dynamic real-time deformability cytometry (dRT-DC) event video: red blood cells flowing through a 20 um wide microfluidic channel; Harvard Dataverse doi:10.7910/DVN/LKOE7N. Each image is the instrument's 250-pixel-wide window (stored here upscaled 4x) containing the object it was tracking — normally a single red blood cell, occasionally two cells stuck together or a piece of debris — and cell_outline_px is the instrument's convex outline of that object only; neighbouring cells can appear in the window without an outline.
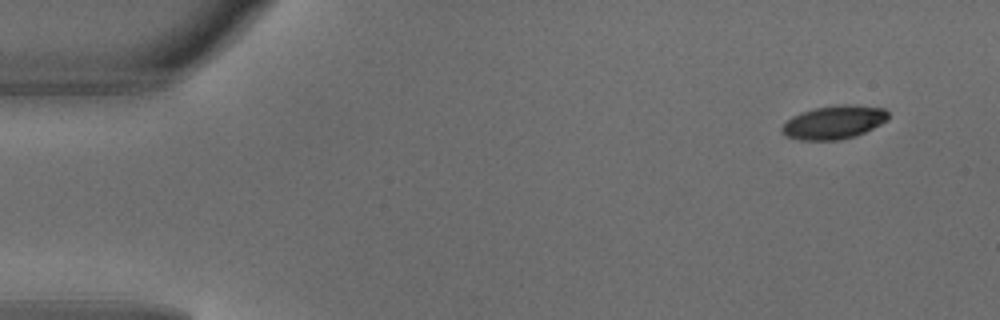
{"species": "common noctule bat (a hibernating species)", "species_latin": "Nyctalus noctula", "temperature_condition": "warm", "stored_images_in_passage": 3, "camera_frame_rate_fps": 3000, "um_per_image_px": 0.085, "animal": {"sex": "male", "body_mass_g": 18.8}, "frame": {"image": 1, "passage_image": 1, "time_ms": 0.0, "image_size_px": [1000, 320], "cell_outline_px": [[888, 120], [856, 136], [836, 140], [800, 140], [784, 136], [780, 132], [780, 128], [792, 116], [800, 112], [816, 108], [836, 104], [856, 104], [884, 108], [888, 112]], "centroid_in_image_um": [70.87, 10.38], "position_along_channel_um": 14.1, "area_um2": 20.92}}
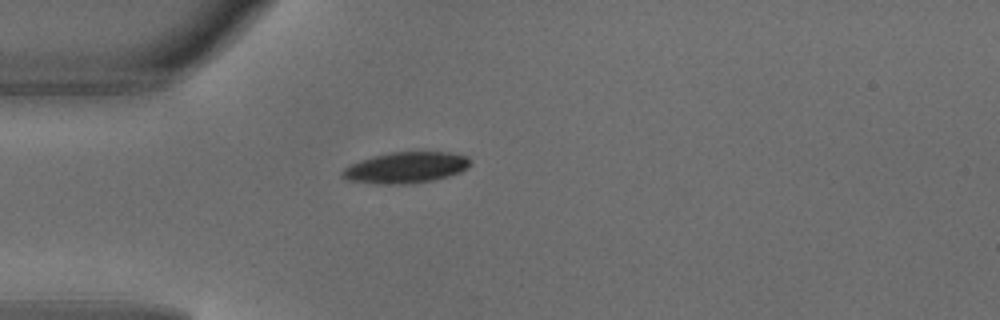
{"frame": {"image": 2, "passage_image": 3, "time_ms": 0.667, "image_size_px": [1000, 320], "cell_outline_px": [[468, 164], [460, 172], [448, 176], [432, 180], [408, 184], [376, 184], [344, 180], [340, 176], [340, 172], [348, 164], [372, 156], [392, 152], [452, 152], [468, 156]], "centroid_in_image_um": [34.39, 14.25], "position_along_channel_um": 50.6, "area_um2": 23.29}}